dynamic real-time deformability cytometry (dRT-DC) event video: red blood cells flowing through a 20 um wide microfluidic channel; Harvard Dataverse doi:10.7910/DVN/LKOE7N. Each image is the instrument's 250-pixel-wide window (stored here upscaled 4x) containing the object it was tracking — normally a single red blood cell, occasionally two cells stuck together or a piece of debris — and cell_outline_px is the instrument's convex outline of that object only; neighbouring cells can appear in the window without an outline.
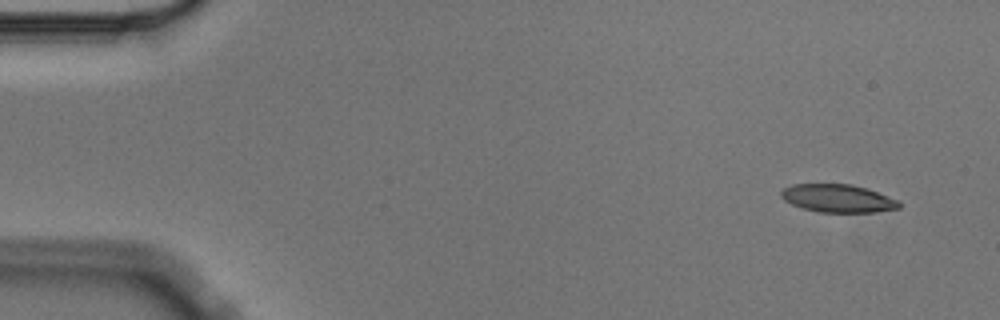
{"species": "Egyptian fruit bat (a non-hibernating species)", "species_latin": "Rousettus aegyptiacus", "temperature_condition": "cold", "stored_images_in_passage": 4, "camera_frame_rate_fps": 3000, "um_per_image_px": 0.085, "animal": {"sex": "male"}, "frame": {"image": 1, "passage_image": 1, "time_ms": 0.0, "image_size_px": [1000, 320], "cell_outline_px": [[900, 208], [876, 212], [820, 212], [804, 208], [792, 204], [784, 200], [780, 196], [780, 192], [784, 188], [792, 184], [852, 184], [868, 188], [900, 200]], "centroid_in_image_um": [71.25, 16.85], "position_along_channel_um": 13.7, "area_um2": 19.36}}
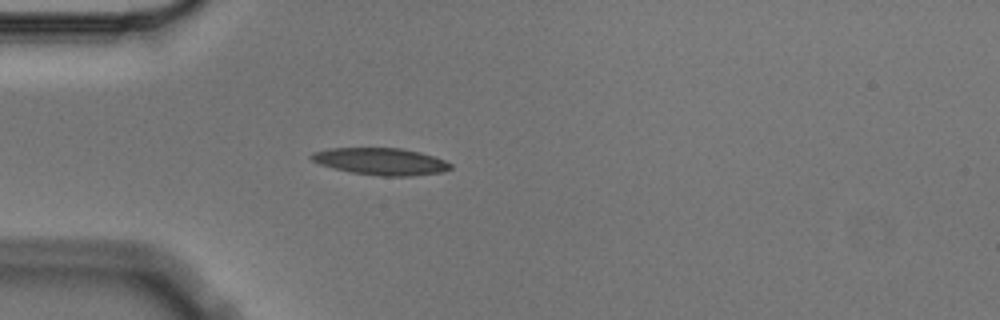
{"frame": {"image": 2, "passage_image": 4, "time_ms": 1.0, "image_size_px": [1000, 320], "cell_outline_px": [[452, 168], [440, 172], [412, 176], [380, 176], [352, 172], [320, 164], [312, 160], [308, 156], [312, 152], [328, 148], [400, 148], [432, 156], [444, 160], [452, 164]], "centroid_in_image_um": [32.34, 13.72], "position_along_channel_um": 52.7, "area_um2": 21.62}}